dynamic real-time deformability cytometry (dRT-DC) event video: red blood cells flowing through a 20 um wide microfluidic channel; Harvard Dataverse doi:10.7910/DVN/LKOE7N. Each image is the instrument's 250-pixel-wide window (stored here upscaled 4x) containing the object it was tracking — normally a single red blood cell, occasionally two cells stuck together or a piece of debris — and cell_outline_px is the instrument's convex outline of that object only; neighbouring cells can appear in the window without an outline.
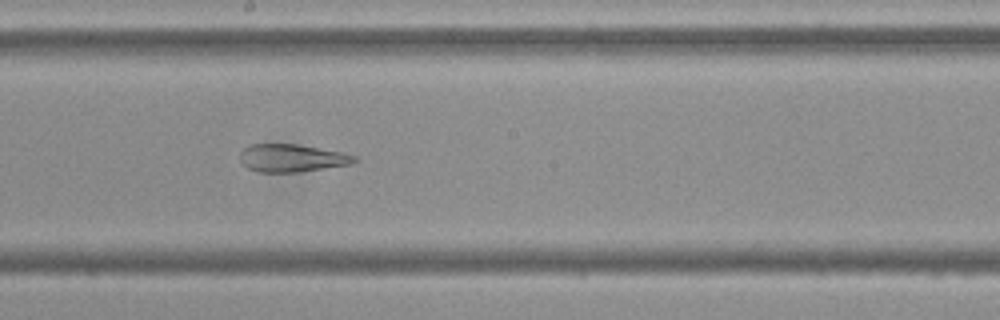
{"species": "Egyptian fruit bat (a non-hibernating species)", "species_latin": "Rousettus aegyptiacus", "temperature_condition": "cold", "stored_images_in_passage": 50, "segment_of_instrument_passage": [2, 2], "camera_frame_rate_fps": 3000, "um_per_image_px": 0.085, "frame": {"image": 1, "passage_image": 25, "time_ms": 8.0, "image_size_px": [1000, 320], "cell_outline_px": [[360, 160], [352, 164], [296, 172], [260, 172], [248, 168], [240, 164], [240, 152], [244, 148], [252, 144], [296, 144], [340, 152], [356, 156]], "centroid_in_image_um": [24.79, 13.44], "position_along_channel_um": 223.4, "area_um2": 18.44}}
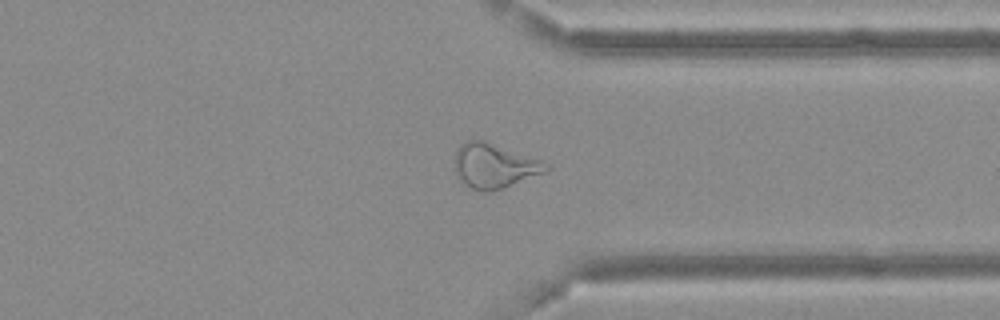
{"frame": {"image": 2, "passage_image": 37, "time_ms": 12.0, "image_size_px": [1000, 320], "cell_outline_px": [[552, 168], [544, 172], [492, 192], [484, 192], [472, 188], [464, 184], [460, 180], [456, 172], [452, 160], [456, 148], [460, 144], [468, 140], [484, 140], [540, 160], [548, 164]], "centroid_in_image_um": [41.94, 14.09], "position_along_channel_um": 369.5, "area_um2": 23.76}}
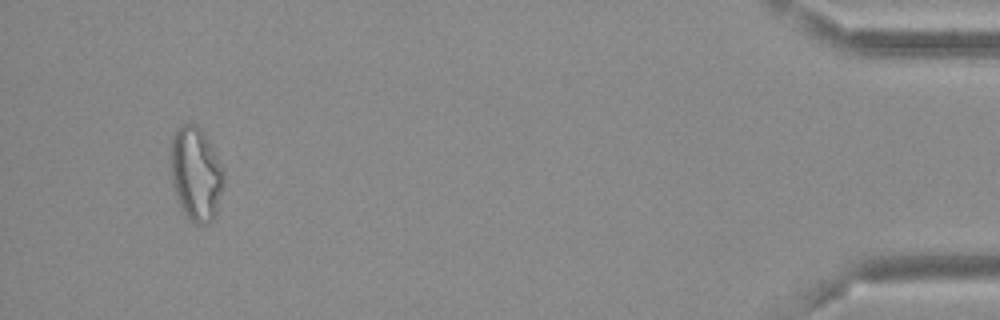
{"frame": {"image": 3, "passage_image": 47, "time_ms": 15.333, "image_size_px": [1000, 320], "cell_outline_px": [[224, 180], [216, 212], [212, 220], [208, 224], [196, 224], [184, 212], [176, 196], [172, 184], [172, 136], [176, 128], [180, 124], [196, 124], [200, 128], [208, 140], [224, 172]], "centroid_in_image_um": [16.65, 14.77], "position_along_channel_um": 418.5, "area_um2": 28.38}}